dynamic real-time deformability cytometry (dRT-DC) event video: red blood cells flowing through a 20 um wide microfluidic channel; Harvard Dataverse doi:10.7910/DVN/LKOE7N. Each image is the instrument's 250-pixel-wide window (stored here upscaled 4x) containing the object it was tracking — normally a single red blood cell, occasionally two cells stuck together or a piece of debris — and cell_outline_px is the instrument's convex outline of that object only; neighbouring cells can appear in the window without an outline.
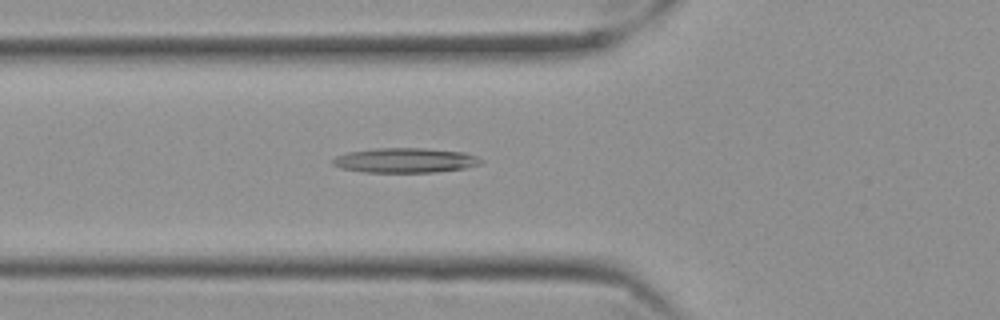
{"species": "Egyptian fruit bat (a non-hibernating species)", "species_latin": "Rousettus aegyptiacus", "temperature_condition": "cold", "stored_images_in_passage": 52, "camera_frame_rate_fps": 3000, "um_per_image_px": 0.085, "frame": {"image": 1, "passage_image": 16, "time_ms": 5.0, "image_size_px": [1000, 320], "cell_outline_px": [[484, 160], [480, 164], [464, 168], [436, 172], [364, 172], [340, 168], [332, 164], [332, 160], [336, 156], [348, 152], [376, 148], [424, 148], [464, 152], [476, 156]], "centroid_in_image_um": [34.43, 13.63], "position_along_channel_um": 91.4, "area_um2": 21.39}}
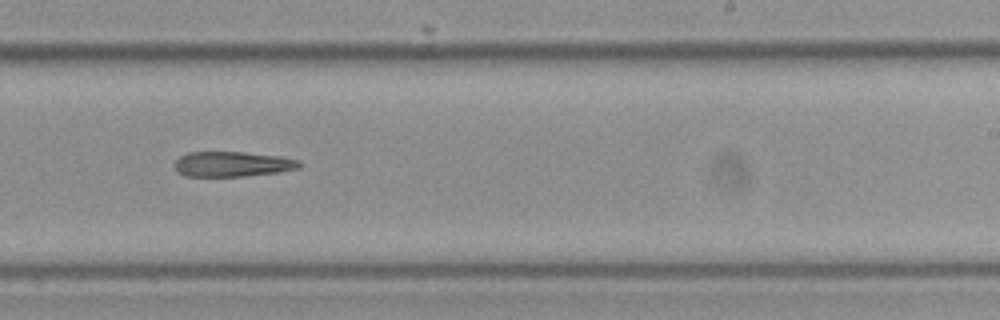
{"frame": {"image": 2, "passage_image": 31, "time_ms": 10.0, "image_size_px": [1000, 320], "cell_outline_px": [[304, 164], [300, 168], [280, 172], [244, 176], [184, 176], [176, 172], [172, 164], [180, 156], [188, 152], [244, 152], [284, 156], [300, 160]], "centroid_in_image_um": [19.78, 13.94], "position_along_channel_um": 269.2, "area_um2": 18.73}}
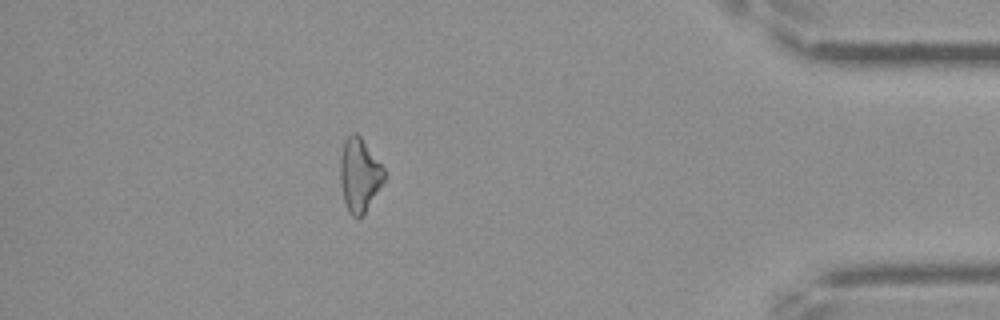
{"frame": {"image": 3, "passage_image": 46, "time_ms": 15.0, "image_size_px": [1000, 320], "cell_outline_px": [[384, 180], [364, 212], [360, 216], [352, 216], [348, 212], [344, 200], [340, 184], [340, 160], [344, 140], [352, 132], [356, 132], [360, 136], [384, 168]], "centroid_in_image_um": [30.52, 14.83], "position_along_channel_um": 404.7, "area_um2": 18.44}}